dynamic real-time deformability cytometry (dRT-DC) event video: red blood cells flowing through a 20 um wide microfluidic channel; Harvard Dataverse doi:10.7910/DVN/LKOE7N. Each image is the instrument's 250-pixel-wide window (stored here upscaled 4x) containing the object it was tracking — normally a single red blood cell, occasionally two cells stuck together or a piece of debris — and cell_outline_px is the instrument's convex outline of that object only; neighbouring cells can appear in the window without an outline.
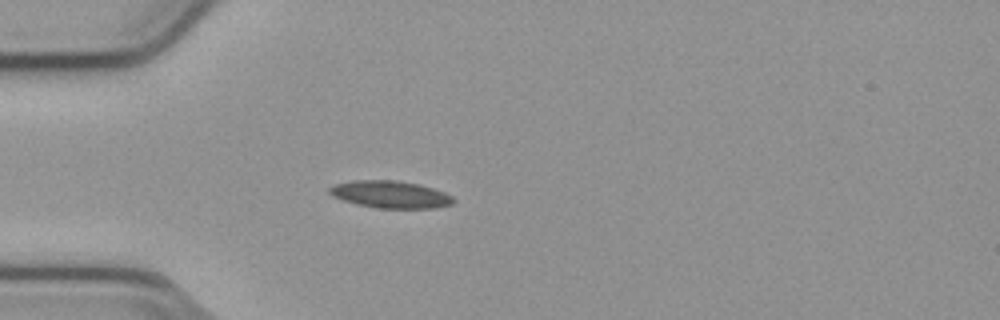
{"species": "common noctule bat (a hibernating species)", "species_latin": "Nyctalus noctula", "temperature_condition": "cold", "stored_images_in_passage": 45, "camera_frame_rate_fps": 3000, "um_per_image_px": 0.085, "animal": {"sex": "male", "body_mass_g": 23.1, "forearm_length_mm": 52.7}, "frame": {"image": 1, "passage_image": 10, "time_ms": 3.0, "image_size_px": [1000, 320], "cell_outline_px": [[456, 200], [452, 204], [436, 208], [376, 208], [356, 204], [332, 196], [328, 192], [328, 188], [336, 184], [352, 180], [396, 180], [420, 184], [444, 192], [452, 196]], "centroid_in_image_um": [33.19, 16.52], "position_along_channel_um": 51.8, "area_um2": 19.77}}
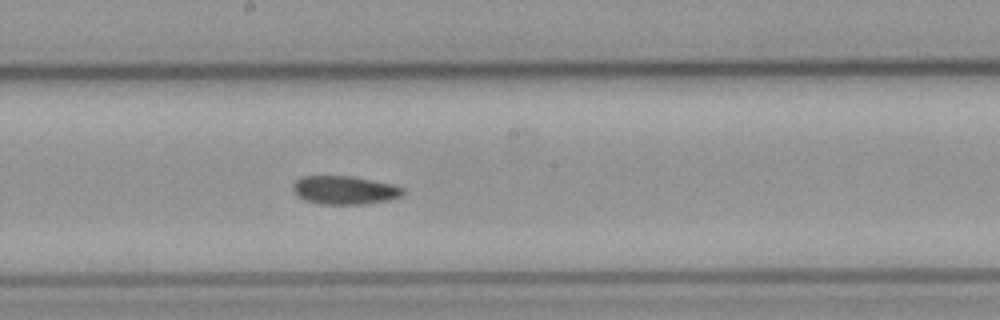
{"frame": {"image": 2, "passage_image": 24, "time_ms": 7.667, "image_size_px": [1000, 320], "cell_outline_px": [[404, 192], [400, 196], [388, 200], [364, 204], [320, 204], [304, 200], [296, 196], [292, 192], [292, 184], [300, 176], [352, 176], [392, 184], [404, 188]], "centroid_in_image_um": [29.23, 16.16], "position_along_channel_um": 219.0, "area_um2": 18.38}}
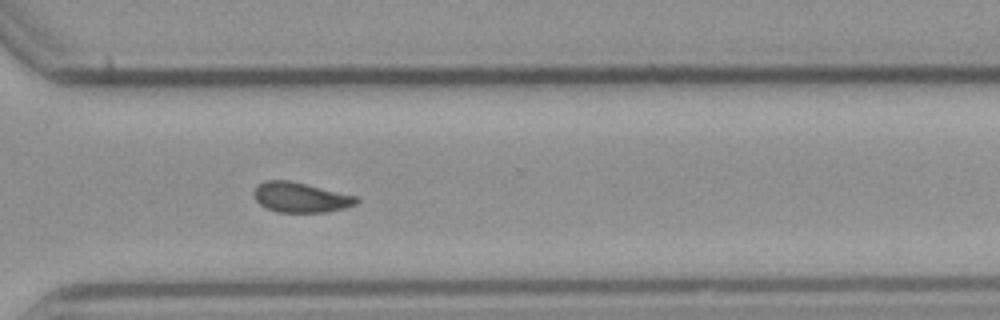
{"frame": {"image": 3, "passage_image": 34, "time_ms": 11.0, "image_size_px": [1000, 320], "cell_outline_px": [[360, 200], [356, 204], [344, 208], [328, 212], [276, 212], [264, 208], [256, 200], [252, 192], [256, 184], [264, 180], [288, 180], [356, 196]], "centroid_in_image_um": [25.49, 16.78], "position_along_channel_um": 345.1, "area_um2": 18.03}, "authors_computed_cell_mechanics": {"area_um2": 18.207, "velocity_mm_per_s": 3.797, "shape_relaxation_time_tau1_ms": null, "shape_relaxation_time_tau2_ms": 6.439, "deformation_change_tau1": null, "deformation_change_tau2": 0.119}}